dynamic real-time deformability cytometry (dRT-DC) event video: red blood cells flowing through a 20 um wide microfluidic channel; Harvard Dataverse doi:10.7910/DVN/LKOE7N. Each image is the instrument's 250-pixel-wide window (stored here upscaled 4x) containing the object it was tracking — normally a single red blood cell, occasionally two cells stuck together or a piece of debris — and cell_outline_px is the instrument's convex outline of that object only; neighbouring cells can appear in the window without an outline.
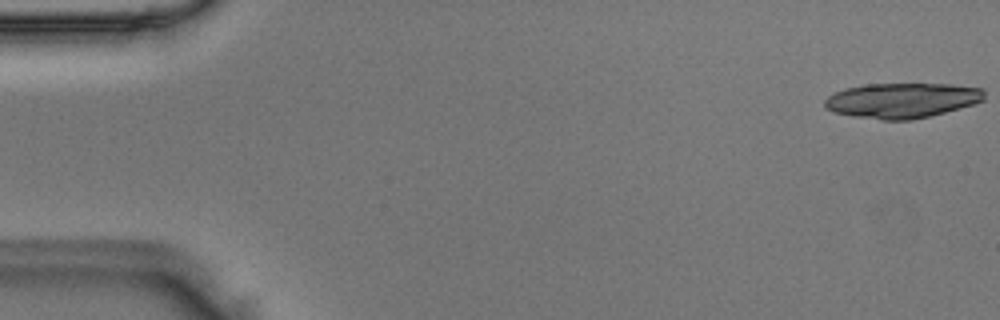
{"species": "Egyptian fruit bat (a non-hibernating species)", "species_latin": "Rousettus aegyptiacus", "temperature_condition": "room temperature", "stored_images_in_passage": 17, "camera_frame_rate_fps": 3000, "um_per_image_px": 0.085, "animal": {"sex": "male"}, "frame": {"image": 1, "passage_image": 1, "time_ms": 0.0, "image_size_px": [1000, 320], "cell_outline_px": [[984, 100], [972, 104], [944, 112], [912, 120], [884, 120], [852, 116], [832, 112], [824, 108], [824, 100], [832, 92], [844, 88], [864, 84], [952, 84], [984, 88]], "centroid_in_image_um": [76.61, 8.52], "position_along_channel_um": 8.4, "area_um2": 32.83}}